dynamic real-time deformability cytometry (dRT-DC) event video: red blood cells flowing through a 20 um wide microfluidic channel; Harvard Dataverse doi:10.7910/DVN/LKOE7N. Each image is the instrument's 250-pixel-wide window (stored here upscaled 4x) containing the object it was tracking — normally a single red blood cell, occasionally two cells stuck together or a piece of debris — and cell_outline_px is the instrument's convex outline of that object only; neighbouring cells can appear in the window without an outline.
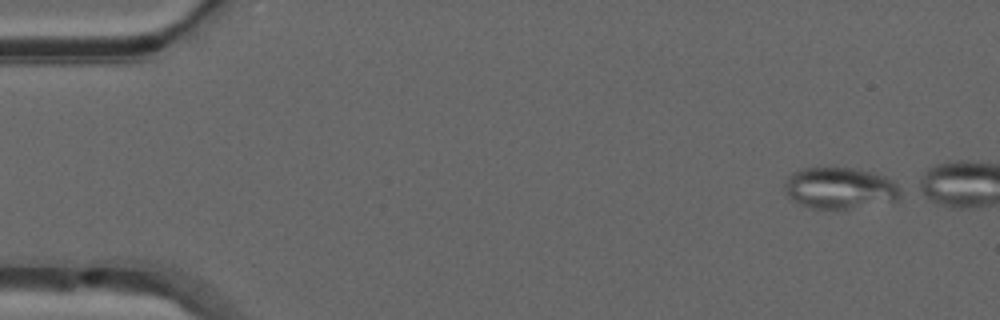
{"species": "common noctule bat (a hibernating species)", "species_latin": "Nyctalus noctula", "temperature_condition": "warm", "stored_images_in_passage": 6, "camera_frame_rate_fps": 3000, "um_per_image_px": 0.085, "animal": {"sex": "male", "forearm_length_mm": 52.5}, "frame": {"image": 1, "passage_image": 1, "time_ms": 0.0, "image_size_px": [1000, 320], "cell_outline_px": [[904, 188], [900, 200], [848, 208], [812, 208], [800, 204], [792, 200], [784, 192], [784, 184], [788, 176], [792, 172], [804, 168], [860, 168], [884, 176], [892, 180]], "centroid_in_image_um": [71.43, 15.97], "position_along_channel_um": 13.6, "area_um2": 28.21}}